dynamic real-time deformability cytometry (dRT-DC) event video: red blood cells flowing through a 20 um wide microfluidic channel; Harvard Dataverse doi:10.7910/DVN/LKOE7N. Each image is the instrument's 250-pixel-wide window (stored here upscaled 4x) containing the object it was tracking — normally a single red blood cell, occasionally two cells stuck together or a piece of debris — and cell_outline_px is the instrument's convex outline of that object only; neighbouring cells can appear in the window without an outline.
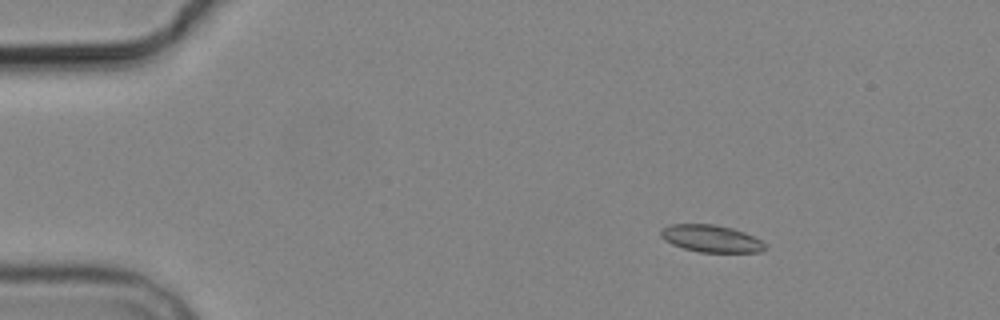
{"species": "common noctule bat (a hibernating species)", "species_latin": "Nyctalus noctula", "temperature_condition": "cold", "stored_images_in_passage": 3, "camera_frame_rate_fps": 3000, "um_per_image_px": 0.085, "animal": {"sex": "male", "body_mass_g": 19.2, "forearm_length_mm": 51.8}, "frame": {"image": 1, "passage_image": 1, "time_ms": 0.0, "image_size_px": [1000, 320], "cell_outline_px": [[768, 248], [764, 252], [700, 252], [684, 248], [672, 244], [664, 240], [660, 236], [660, 232], [664, 228], [672, 224], [716, 224], [732, 228], [744, 232], [760, 240]], "centroid_in_image_um": [60.46, 20.28], "position_along_channel_um": 24.5, "area_um2": 16.47}}